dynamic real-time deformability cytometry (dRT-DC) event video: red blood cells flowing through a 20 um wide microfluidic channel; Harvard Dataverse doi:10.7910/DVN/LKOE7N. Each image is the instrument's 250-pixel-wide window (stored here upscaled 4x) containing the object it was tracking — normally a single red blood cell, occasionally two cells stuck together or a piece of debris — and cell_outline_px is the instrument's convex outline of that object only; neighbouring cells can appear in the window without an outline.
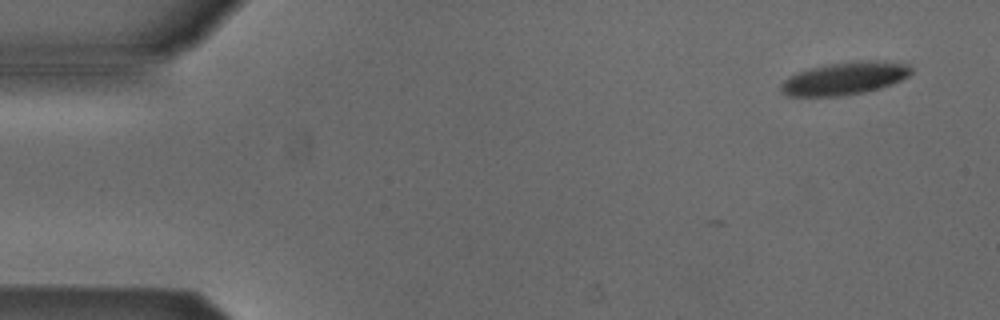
{"species": "Egyptian fruit bat (a non-hibernating species)", "species_latin": "Rousettus aegyptiacus", "temperature_condition": "cold", "stored_images_in_passage": 6, "camera_frame_rate_fps": 3000, "um_per_image_px": 0.085, "animal": {"sex": "male"}, "frame": {"image": 1, "passage_image": 1, "time_ms": 0.0, "image_size_px": [1000, 320], "cell_outline_px": [[912, 72], [908, 76], [892, 84], [880, 88], [864, 92], [840, 96], [788, 96], [780, 92], [780, 84], [788, 76], [796, 72], [808, 68], [828, 64], [856, 60], [884, 60], [908, 64], [912, 68]], "centroid_in_image_um": [71.78, 6.65], "position_along_channel_um": 13.2, "area_um2": 25.2}}